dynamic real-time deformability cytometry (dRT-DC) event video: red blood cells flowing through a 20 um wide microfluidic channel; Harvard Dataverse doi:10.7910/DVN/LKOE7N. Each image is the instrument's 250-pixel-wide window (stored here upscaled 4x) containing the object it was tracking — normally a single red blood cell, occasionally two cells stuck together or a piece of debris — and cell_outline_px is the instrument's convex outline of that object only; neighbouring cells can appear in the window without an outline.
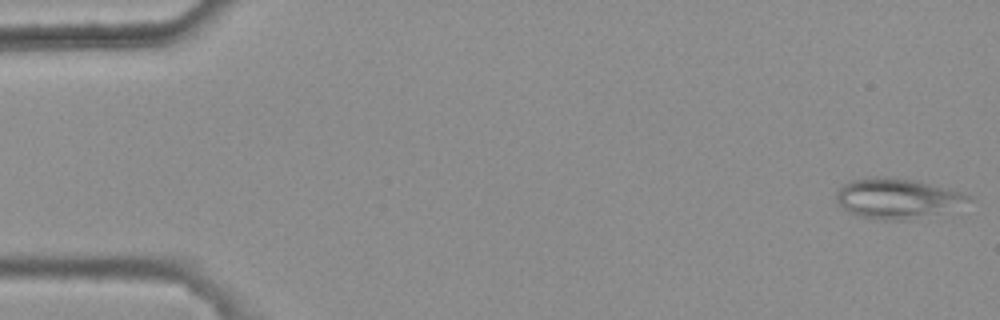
{"species": "common noctule bat (a hibernating species)", "species_latin": "Nyctalus noctula", "temperature_condition": "warm", "stored_images_in_passage": 6, "camera_frame_rate_fps": 3000, "um_per_image_px": 0.085, "animal": {"sex": "female", "body_mass_g": 25.1}, "frame": {"image": 1, "passage_image": 1, "time_ms": 0.0, "image_size_px": [1000, 320], "cell_outline_px": [[976, 200], [908, 220], [880, 220], [860, 216], [848, 212], [836, 200], [836, 192], [844, 184], [852, 180], [872, 176], [888, 176], [916, 180], [972, 196]], "centroid_in_image_um": [76.19, 16.84], "position_along_channel_um": 8.8, "area_um2": 30.35}}